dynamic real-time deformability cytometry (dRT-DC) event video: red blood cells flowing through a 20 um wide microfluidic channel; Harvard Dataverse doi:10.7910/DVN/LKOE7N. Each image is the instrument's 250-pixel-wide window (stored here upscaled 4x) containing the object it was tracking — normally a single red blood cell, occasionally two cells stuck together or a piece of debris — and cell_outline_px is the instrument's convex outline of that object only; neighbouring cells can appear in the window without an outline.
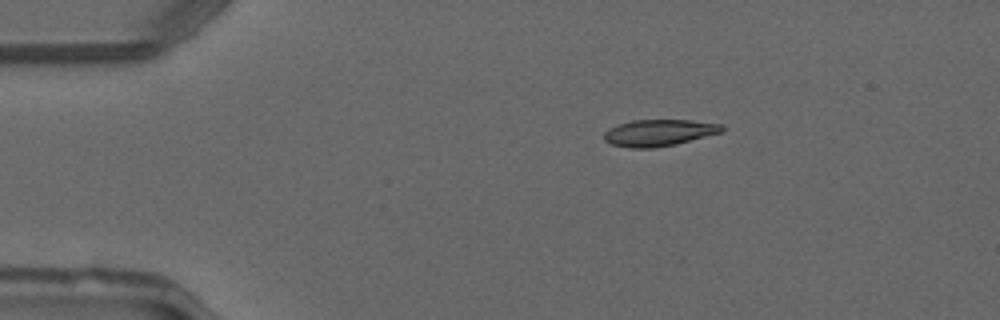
{"species": "common noctule bat (a hibernating species)", "species_latin": "Nyctalus noctula", "temperature_condition": "warm", "stored_images_in_passage": 13, "camera_frame_rate_fps": 3000, "um_per_image_px": 0.085, "animal": {"sex": "male", "forearm_length_mm": 52.5}, "frame": {"image": 1, "passage_image": 6, "time_ms": 1.667, "image_size_px": [1000, 320], "cell_outline_px": [[724, 128], [720, 132], [676, 144], [652, 148], [628, 148], [612, 144], [604, 140], [604, 132], [608, 128], [632, 120], [692, 120], [724, 124]], "centroid_in_image_um": [55.99, 11.28], "position_along_channel_um": 29.0, "area_um2": 18.21}}